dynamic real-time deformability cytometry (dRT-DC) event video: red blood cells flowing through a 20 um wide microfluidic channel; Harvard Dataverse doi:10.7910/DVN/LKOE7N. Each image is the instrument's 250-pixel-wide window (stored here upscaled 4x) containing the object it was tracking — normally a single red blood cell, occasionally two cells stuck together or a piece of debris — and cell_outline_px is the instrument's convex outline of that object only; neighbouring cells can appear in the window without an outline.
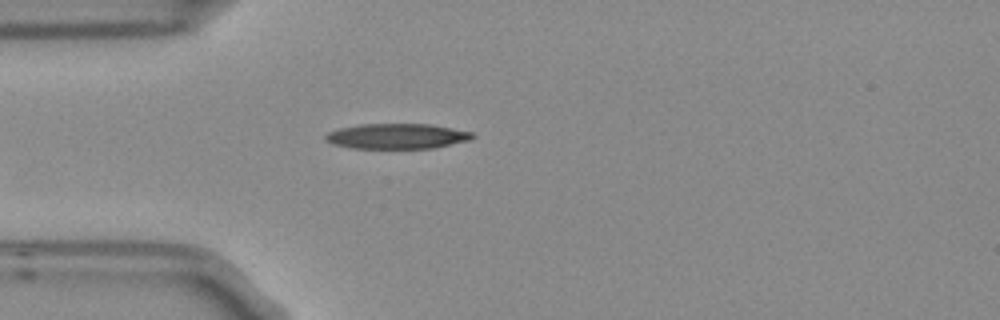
{"species": "Egyptian fruit bat (a non-hibernating species)", "species_latin": "Rousettus aegyptiacus", "temperature_condition": "room temperature", "stored_images_in_passage": 4, "camera_frame_rate_fps": 3000, "um_per_image_px": 0.085, "frame": {"image": 1, "passage_image": 4, "time_ms": 1.0, "image_size_px": [1000, 320], "cell_outline_px": [[476, 136], [468, 140], [436, 148], [352, 148], [332, 144], [324, 140], [324, 136], [328, 132], [340, 128], [360, 124], [432, 124], [472, 132]], "centroid_in_image_um": [33.73, 11.57], "position_along_channel_um": 51.3, "area_um2": 21.68}}